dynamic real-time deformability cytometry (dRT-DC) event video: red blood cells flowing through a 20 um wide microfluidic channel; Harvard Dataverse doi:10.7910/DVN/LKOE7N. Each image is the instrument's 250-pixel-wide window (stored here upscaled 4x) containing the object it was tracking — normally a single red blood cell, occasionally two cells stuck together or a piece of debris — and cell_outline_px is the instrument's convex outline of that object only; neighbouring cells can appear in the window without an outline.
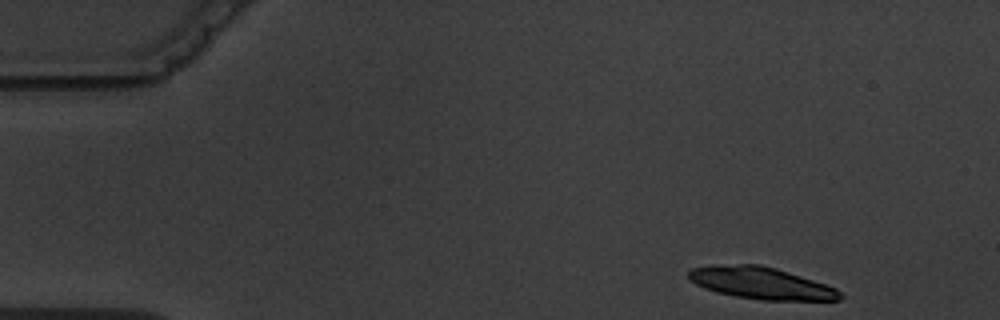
{"species": "common noctule bat (a hibernating species)", "species_latin": "Nyctalus noctula", "temperature_condition": "warm", "stored_images_in_passage": 4, "camera_frame_rate_fps": 3000, "um_per_image_px": 0.085, "animal": {"sex": "male", "body_mass_g": 19.5, "forearm_length_mm": 54.6}, "frame": {"image": 1, "passage_image": 1, "time_ms": 0.0, "image_size_px": [1000, 320], "cell_outline_px": [[844, 296], [840, 300], [764, 300], [736, 296], [716, 292], [704, 288], [696, 284], [688, 276], [688, 272], [692, 268], [716, 264], [760, 264], [776, 268], [836, 288]], "centroid_in_image_um": [64.67, 24.06], "position_along_channel_um": 20.3, "area_um2": 27.98}}